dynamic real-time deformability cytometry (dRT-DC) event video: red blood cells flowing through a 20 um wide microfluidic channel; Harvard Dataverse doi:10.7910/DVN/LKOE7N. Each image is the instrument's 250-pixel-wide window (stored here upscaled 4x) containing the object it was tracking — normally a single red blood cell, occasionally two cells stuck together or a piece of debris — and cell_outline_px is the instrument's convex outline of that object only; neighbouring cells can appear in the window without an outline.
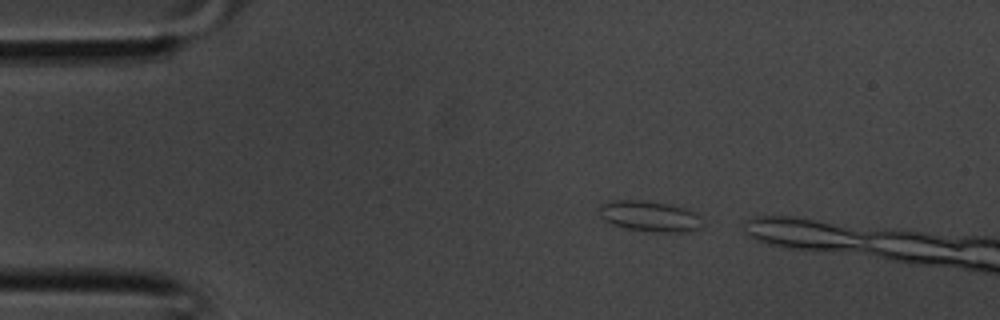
{"species": "common noctule bat (a hibernating species)", "species_latin": "Nyctalus noctula", "temperature_condition": "room temperature", "stored_images_in_passage": 4, "camera_frame_rate_fps": 3000, "um_per_image_px": 0.085, "animal": {"sex": "male", "body_mass_g": 20.1, "forearm_length_mm": 53.5}, "frame": {"image": 1, "passage_image": 2, "time_ms": 0.333, "image_size_px": [1000, 320], "cell_outline_px": [[700, 228], [688, 232], [652, 232], [624, 228], [612, 224], [604, 220], [600, 216], [596, 208], [600, 204], [612, 200], [644, 200], [668, 204], [688, 208], [696, 212]], "centroid_in_image_um": [55.15, 18.37], "position_along_channel_um": 29.9, "area_um2": 18.67}}